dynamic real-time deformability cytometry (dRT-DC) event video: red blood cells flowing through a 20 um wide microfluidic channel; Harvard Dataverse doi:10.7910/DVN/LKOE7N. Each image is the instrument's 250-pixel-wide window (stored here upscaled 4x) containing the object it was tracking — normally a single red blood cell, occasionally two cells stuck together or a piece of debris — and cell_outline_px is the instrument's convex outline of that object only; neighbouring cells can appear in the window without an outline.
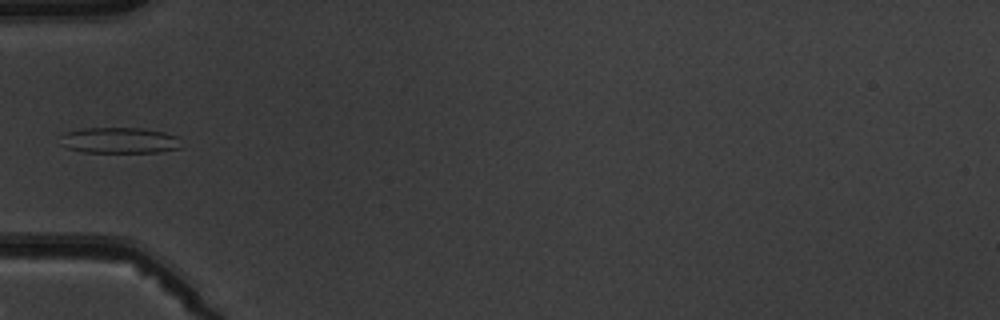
{"species": "common noctule bat (a hibernating species)", "species_latin": "Nyctalus noctula", "temperature_condition": "warm", "stored_images_in_passage": 5, "camera_frame_rate_fps": 3000, "um_per_image_px": 0.085, "animal": {"sex": "male", "body_mass_g": 19.5, "forearm_length_mm": 54.6}, "frame": {"image": 1, "passage_image": 4, "time_ms": 3.333, "image_size_px": [1000, 320], "cell_outline_px": [[180, 148], [160, 152], [80, 152], [68, 148], [60, 144], [60, 136], [64, 132], [84, 128], [140, 128], [164, 132], [176, 136]], "centroid_in_image_um": [10.08, 11.93], "position_along_channel_um": 74.9, "area_um2": 18.26}}
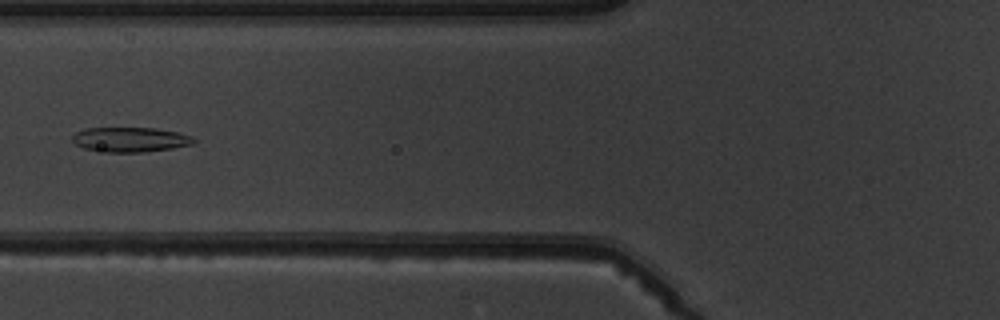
{"frame": {"image": 2, "passage_image": 5, "time_ms": 4.333, "image_size_px": [1000, 320], "cell_outline_px": [[196, 140], [192, 144], [172, 148], [144, 152], [108, 152], [84, 148], [76, 144], [72, 140], [72, 136], [76, 132], [84, 128], [156, 128], [176, 132], [192, 136]], "centroid_in_image_um": [11.06, 11.86], "position_along_channel_um": 114.7, "area_um2": 17.4}}